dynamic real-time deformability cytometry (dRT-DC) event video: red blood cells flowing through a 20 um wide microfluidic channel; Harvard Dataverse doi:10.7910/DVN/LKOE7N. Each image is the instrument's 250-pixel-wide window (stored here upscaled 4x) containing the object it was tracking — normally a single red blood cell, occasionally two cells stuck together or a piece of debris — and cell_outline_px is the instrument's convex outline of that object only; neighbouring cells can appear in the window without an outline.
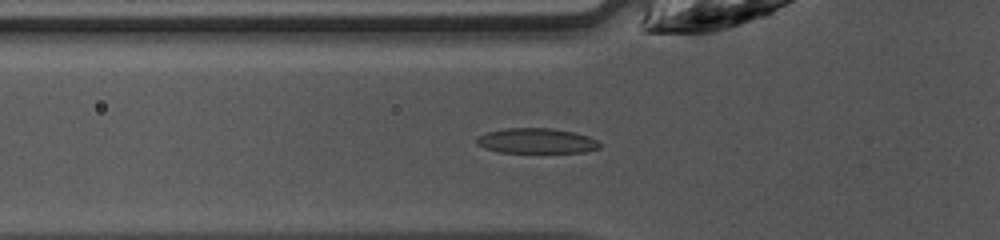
{"species": "common noctule bat (a hibernating species)", "species_latin": "Nyctalus noctula", "temperature_condition": "warm", "stored_images_in_passage": 34, "camera_frame_rate_fps": 3000, "um_per_image_px": 0.085, "animal": {"sex": "female", "body_mass_g": 10.0, "forearm_length_mm": 53.1}, "frame": {"image": 1, "passage_image": 3, "time_ms": 0.667, "image_size_px": [1000, 240], "cell_outline_px": [[600, 148], [584, 152], [500, 152], [484, 148], [476, 144], [476, 136], [488, 132], [504, 128], [552, 128], [576, 132], [588, 136], [596, 140], [600, 144]], "centroid_in_image_um": [45.58, 11.96], "position_along_channel_um": 80.2, "area_um2": 18.09}}
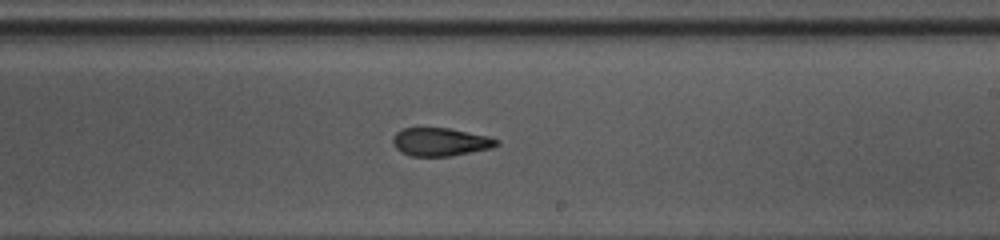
{"frame": {"image": 2, "passage_image": 15, "time_ms": 4.667, "image_size_px": [1000, 240], "cell_outline_px": [[500, 144], [492, 148], [448, 156], [412, 156], [400, 152], [396, 148], [392, 140], [396, 132], [404, 128], [448, 128], [488, 136], [500, 140]], "centroid_in_image_um": [37.44, 12.06], "position_along_channel_um": 251.6, "area_um2": 16.94}}
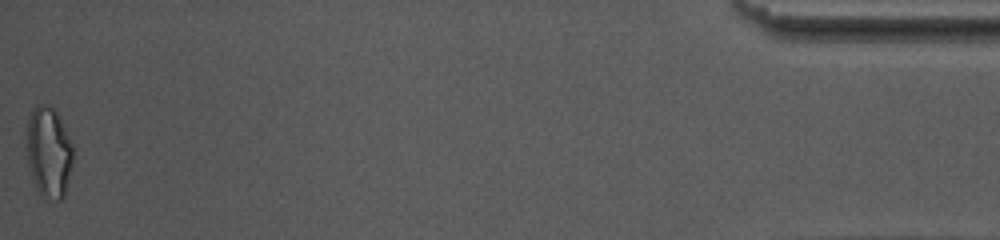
{"frame": {"image": 3, "passage_image": 34, "time_ms": 11.0, "image_size_px": [1000, 240], "cell_outline_px": [[72, 164], [64, 196], [60, 200], [56, 200], [40, 192], [36, 188], [28, 168], [28, 120], [32, 108], [40, 104], [48, 104], [56, 108], [60, 116], [72, 144]], "centroid_in_image_um": [4.16, 12.87], "position_along_channel_um": 431.0, "area_um2": 24.28}, "authors_computed_cell_mechanics": {"area_um2": 17.5134, "velocity_mm_per_s": 4.2545, "shape_relaxation_time_tau1_ms": null, "shape_relaxation_time_tau2_ms": 3.9117, "deformation_change_tau1": null, "deformation_change_tau2": 0.0933}}